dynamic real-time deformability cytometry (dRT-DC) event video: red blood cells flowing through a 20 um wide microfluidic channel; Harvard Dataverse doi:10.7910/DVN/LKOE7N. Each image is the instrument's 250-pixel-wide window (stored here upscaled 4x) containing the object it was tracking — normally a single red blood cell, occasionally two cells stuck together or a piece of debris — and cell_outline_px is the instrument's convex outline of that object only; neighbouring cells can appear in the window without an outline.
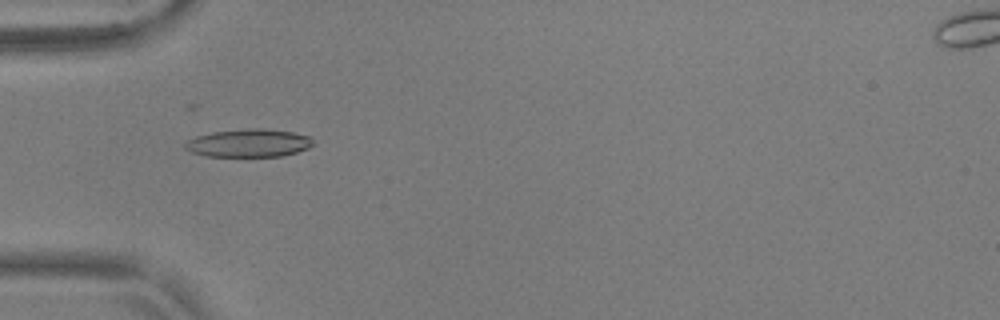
{"species": "common noctule bat (a hibernating species)", "species_latin": "Nyctalus noctula", "temperature_condition": "warm", "stored_images_in_passage": 44, "camera_frame_rate_fps": 3000, "um_per_image_px": 0.085, "animal": {"sex": "male", "body_mass_g": 17.9, "forearm_length_mm": 54.2}, "frame": {"image": 1, "passage_image": 18, "time_ms": 5.667, "image_size_px": [1000, 320], "cell_outline_px": [[316, 144], [308, 148], [296, 152], [280, 156], [208, 156], [192, 152], [184, 148], [184, 144], [188, 140], [196, 136], [212, 132], [252, 128], [264, 128], [292, 132], [312, 136]], "centroid_in_image_um": [21.19, 12.15], "position_along_channel_um": 63.8, "area_um2": 20.92}}
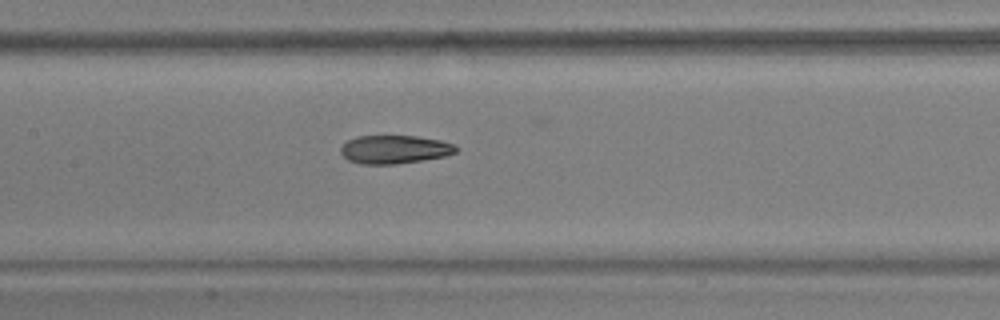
{"frame": {"image": 2, "passage_image": 27, "time_ms": 8.667, "image_size_px": [1000, 320], "cell_outline_px": [[460, 148], [456, 152], [444, 156], [396, 164], [360, 164], [348, 160], [340, 152], [340, 148], [348, 140], [356, 136], [416, 136], [440, 140], [452, 144]], "centroid_in_image_um": [33.52, 12.7], "position_along_channel_um": 173.9, "area_um2": 18.96}}
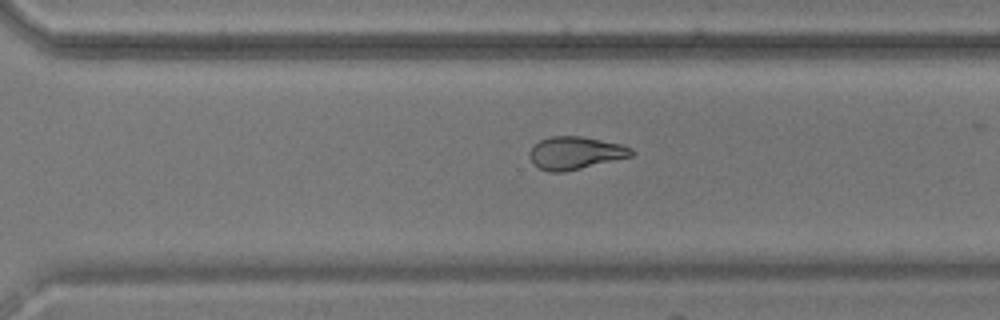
{"frame": {"image": 3, "passage_image": 39, "time_ms": 12.667, "image_size_px": [1000, 320], "cell_outline_px": [[636, 152], [632, 156], [564, 172], [548, 172], [532, 164], [528, 156], [528, 152], [540, 140], [552, 136], [584, 136], [620, 144], [632, 148]], "centroid_in_image_um": [48.89, 13.0], "position_along_channel_um": 321.7, "area_um2": 19.48}}